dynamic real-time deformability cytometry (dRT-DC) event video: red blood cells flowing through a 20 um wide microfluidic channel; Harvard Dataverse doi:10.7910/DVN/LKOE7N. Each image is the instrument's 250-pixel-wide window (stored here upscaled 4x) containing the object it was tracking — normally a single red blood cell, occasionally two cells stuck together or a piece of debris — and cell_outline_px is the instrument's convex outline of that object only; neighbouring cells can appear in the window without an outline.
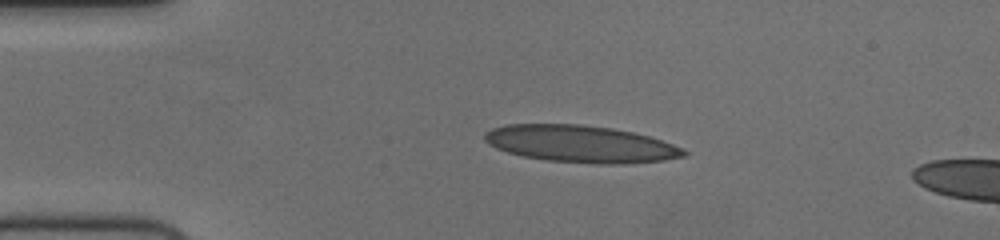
{"species": "human", "species_latin": "Homo sapiens", "temperature_condition": "cold", "stored_images_in_passage": 6, "camera_frame_rate_fps": 3000, "um_per_image_px": 0.085, "donor": {"sex": "female"}, "frame": {"image": 1, "passage_image": 1, "time_ms": 0.0, "image_size_px": [1000, 240], "cell_outline_px": [[688, 152], [684, 156], [660, 160], [620, 164], [600, 164], [544, 160], [524, 156], [508, 152], [496, 148], [488, 144], [484, 140], [484, 132], [492, 128], [508, 124], [580, 124], [612, 128], [632, 132], [648, 136], [672, 144]], "centroid_in_image_um": [49.29, 12.23], "position_along_channel_um": 35.7, "area_um2": 42.71}}